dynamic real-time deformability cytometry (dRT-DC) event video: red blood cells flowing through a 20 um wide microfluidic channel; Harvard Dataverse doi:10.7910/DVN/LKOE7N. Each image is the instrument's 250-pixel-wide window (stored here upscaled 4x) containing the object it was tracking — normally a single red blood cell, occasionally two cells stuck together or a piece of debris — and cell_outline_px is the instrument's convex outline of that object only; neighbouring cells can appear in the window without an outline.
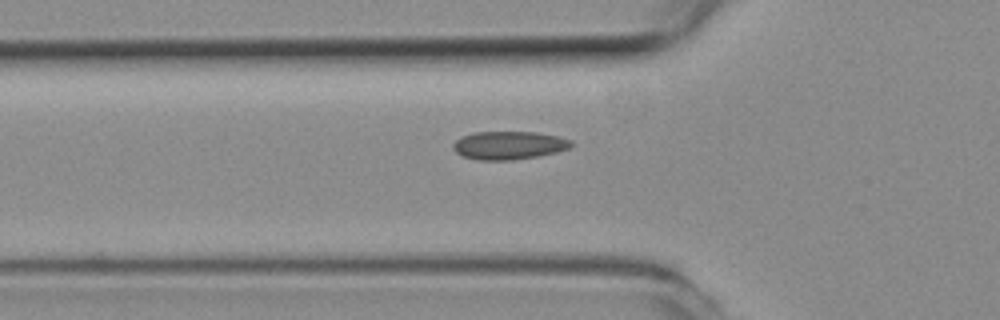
{"species": "common noctule bat (a hibernating species)", "species_latin": "Nyctalus noctula", "temperature_condition": "room temperature", "stored_images_in_passage": 36, "camera_frame_rate_fps": 3000, "um_per_image_px": 0.085, "animal": {"sex": "female", "body_mass_g": 19.3, "forearm_length_mm": 54.1}, "frame": {"image": 1, "passage_image": 7, "time_ms": 2.0, "image_size_px": [1000, 320], "cell_outline_px": [[572, 144], [568, 148], [556, 152], [536, 156], [512, 160], [480, 160], [464, 156], [456, 152], [452, 148], [452, 144], [460, 136], [472, 132], [536, 132], [556, 136], [572, 140]], "centroid_in_image_um": [43.21, 12.34], "position_along_channel_um": 82.6, "area_um2": 19.31}}
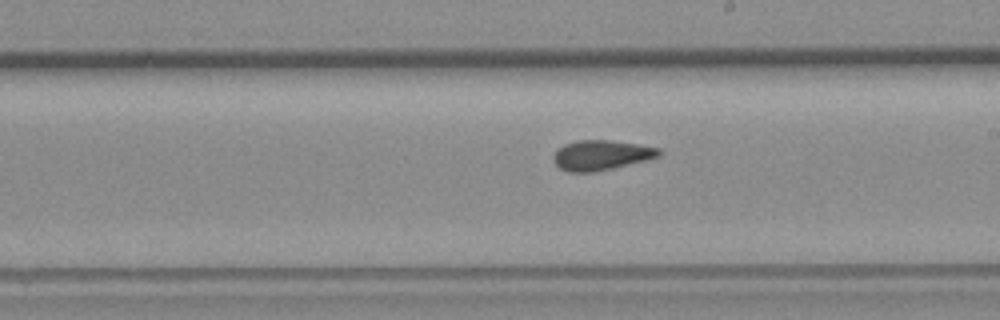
{"frame": {"image": 2, "passage_image": 19, "time_ms": 6.0, "image_size_px": [1000, 320], "cell_outline_px": [[664, 152], [660, 156], [648, 160], [612, 168], [592, 172], [568, 172], [560, 168], [556, 164], [552, 156], [564, 144], [576, 140], [612, 140], [640, 144], [660, 148]], "centroid_in_image_um": [51.16, 13.18], "position_along_channel_um": 237.8, "area_um2": 18.55}}
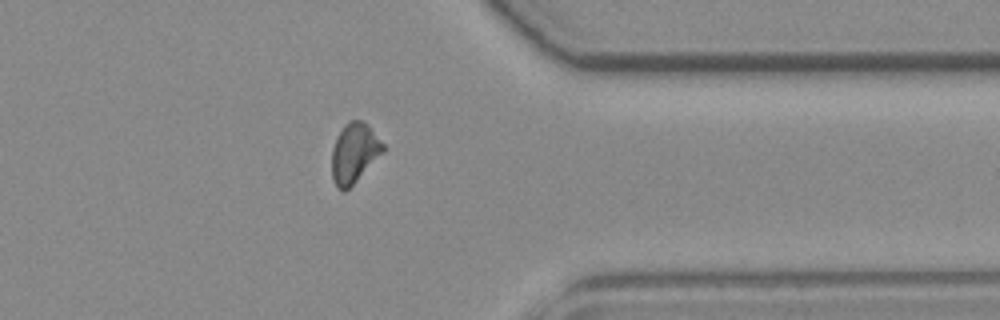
{"frame": {"image": 3, "passage_image": 31, "time_ms": 10.0, "image_size_px": [1000, 320], "cell_outline_px": [[384, 152], [344, 192], [336, 188], [332, 176], [332, 148], [336, 136], [344, 124], [348, 120], [360, 120], [368, 124], [384, 144]], "centroid_in_image_um": [30.1, 12.98], "position_along_channel_um": 381.3, "area_um2": 17.86}, "authors_computed_cell_mechanics": {"area_um2": 18.3226, "velocity_mm_per_s": 3.8751, "shape_relaxation_time_tau1_ms": null, "shape_relaxation_time_tau2_ms": 2.9033, "deformation_change_tau1": null, "deformation_change_tau2": 0.0657}}